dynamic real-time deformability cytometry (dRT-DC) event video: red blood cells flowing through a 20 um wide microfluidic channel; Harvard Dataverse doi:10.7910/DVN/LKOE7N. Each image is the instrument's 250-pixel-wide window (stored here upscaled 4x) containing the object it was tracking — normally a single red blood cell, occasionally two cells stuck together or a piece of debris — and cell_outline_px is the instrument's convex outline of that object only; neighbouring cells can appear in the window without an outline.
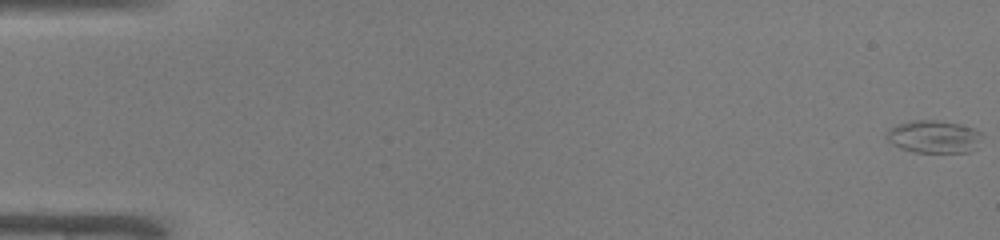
{"species": "common noctule bat (a hibernating species)", "species_latin": "Nyctalus noctula", "temperature_condition": "warm", "stored_images_in_passage": 13, "camera_frame_rate_fps": 3000, "um_per_image_px": 0.085, "animal": {"sex": "male", "body_mass_g": 19.0, "forearm_length_mm": 50.8}, "frame": {"image": 1, "passage_image": 1, "time_ms": 0.0, "image_size_px": [1000, 240], "cell_outline_px": [[984, 132], [976, 148], [968, 152], [912, 152], [900, 148], [892, 144], [888, 140], [888, 128], [896, 124], [912, 120], [936, 120], [960, 124]], "centroid_in_image_um": [79.39, 11.61], "position_along_channel_um": 5.6, "area_um2": 18.26}}